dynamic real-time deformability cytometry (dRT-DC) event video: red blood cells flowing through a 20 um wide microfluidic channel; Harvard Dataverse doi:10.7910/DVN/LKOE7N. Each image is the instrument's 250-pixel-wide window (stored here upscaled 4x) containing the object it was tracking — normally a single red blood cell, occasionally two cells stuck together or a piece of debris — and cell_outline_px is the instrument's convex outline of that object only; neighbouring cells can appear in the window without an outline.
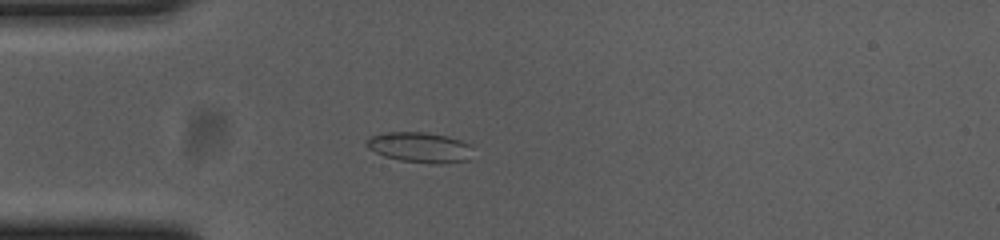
{"species": "common noctule bat (a hibernating species)", "species_latin": "Nyctalus noctula", "temperature_condition": "cold", "stored_images_in_passage": 11, "camera_frame_rate_fps": 3000, "um_per_image_px": 0.085, "animal": {"sex": "female", "body_mass_g": 23.0, "forearm_length_mm": 53.4}, "frame": {"image": 1, "passage_image": 2, "time_ms": 0.333, "image_size_px": [1000, 240], "cell_outline_px": [[468, 160], [440, 164], [432, 164], [400, 160], [384, 156], [368, 148], [368, 140], [372, 136], [380, 132], [428, 132], [448, 136], [460, 140], [468, 144]], "centroid_in_image_um": [35.65, 12.52], "position_along_channel_um": 49.4, "area_um2": 18.5}}
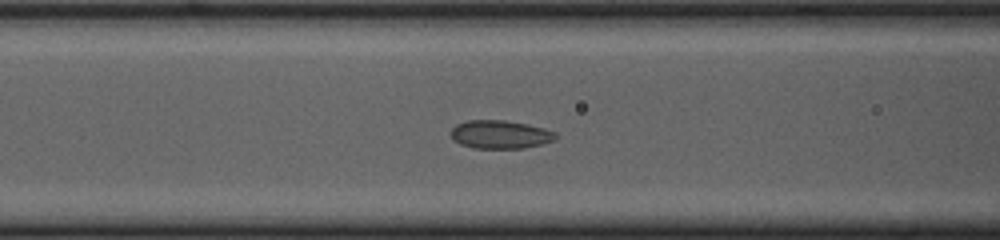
{"frame": {"image": 2, "passage_image": 9, "time_ms": 2.667, "image_size_px": [1000, 240], "cell_outline_px": [[556, 136], [552, 140], [540, 144], [524, 148], [472, 148], [460, 144], [452, 140], [452, 128], [456, 124], [468, 120], [504, 120], [528, 124], [544, 128], [556, 132]], "centroid_in_image_um": [42.48, 11.42], "position_along_channel_um": 124.1, "area_um2": 17.22}}